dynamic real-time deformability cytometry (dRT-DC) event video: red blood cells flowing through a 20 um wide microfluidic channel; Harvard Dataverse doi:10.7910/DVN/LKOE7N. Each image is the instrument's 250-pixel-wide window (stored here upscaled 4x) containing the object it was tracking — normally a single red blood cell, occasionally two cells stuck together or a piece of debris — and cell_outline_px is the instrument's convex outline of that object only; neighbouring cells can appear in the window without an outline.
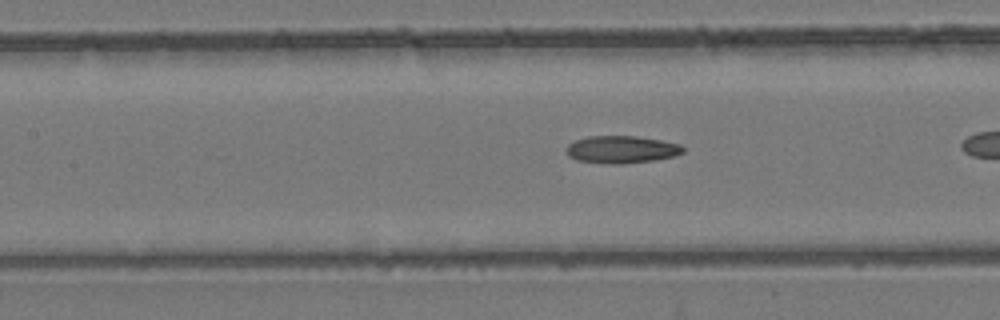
{"species": "common noctule bat (a hibernating species)", "species_latin": "Nyctalus noctula", "temperature_condition": "room temperature", "stored_images_in_passage": 25, "camera_frame_rate_fps": 3000, "um_per_image_px": 0.085, "animal": {"sex": "female", "body_mass_g": 24.6, "forearm_length_mm": 56.2}, "frame": {"image": 1, "passage_image": 8, "time_ms": 2.333, "image_size_px": [1000, 320], "cell_outline_px": [[684, 152], [672, 156], [656, 160], [616, 164], [612, 164], [576, 160], [568, 156], [564, 148], [568, 144], [576, 140], [588, 136], [636, 136], [660, 140], [680, 144], [684, 148]], "centroid_in_image_um": [52.79, 12.7], "position_along_channel_um": 154.6, "area_um2": 18.61}}